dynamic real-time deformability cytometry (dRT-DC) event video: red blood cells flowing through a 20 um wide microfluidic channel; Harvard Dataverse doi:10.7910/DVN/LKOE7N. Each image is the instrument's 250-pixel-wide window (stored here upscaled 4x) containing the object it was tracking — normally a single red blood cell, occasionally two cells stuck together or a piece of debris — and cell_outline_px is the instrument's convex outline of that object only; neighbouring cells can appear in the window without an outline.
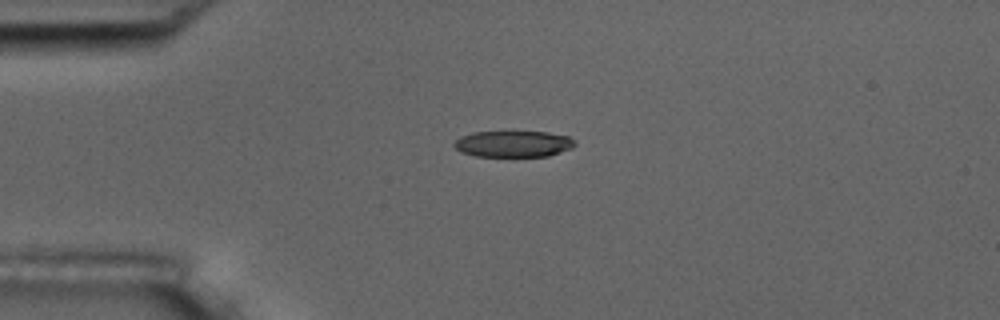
{"species": "common noctule bat (a hibernating species)", "species_latin": "Nyctalus noctula", "temperature_condition": "room temperature", "stored_images_in_passage": 4, "camera_frame_rate_fps": 3000, "um_per_image_px": 0.085, "animal": {"sex": "male", "body_mass_g": 17.5, "forearm_length_mm": 52.3}, "frame": {"image": 1, "passage_image": 1, "time_ms": 0.0, "image_size_px": [1000, 320], "cell_outline_px": [[576, 144], [572, 148], [548, 156], [476, 156], [460, 152], [452, 144], [460, 136], [472, 132], [512, 128], [548, 132], [568, 136], [576, 140]], "centroid_in_image_um": [43.62, 12.16], "position_along_channel_um": 41.4, "area_um2": 19.65}}